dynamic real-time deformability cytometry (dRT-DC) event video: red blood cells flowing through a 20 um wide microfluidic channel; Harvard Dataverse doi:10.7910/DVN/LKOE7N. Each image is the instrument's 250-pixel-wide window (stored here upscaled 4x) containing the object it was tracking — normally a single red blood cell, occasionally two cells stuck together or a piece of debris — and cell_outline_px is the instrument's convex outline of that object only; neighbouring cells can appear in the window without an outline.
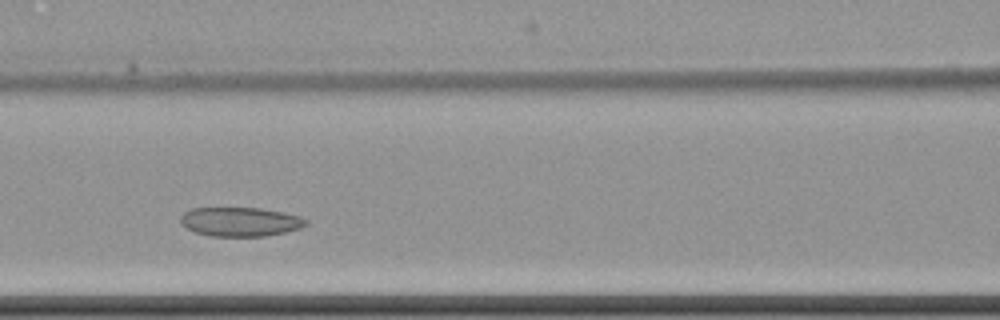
{"species": "common noctule bat (a hibernating species)", "species_latin": "Nyctalus noctula", "temperature_condition": "cold", "stored_images_in_passage": 5, "camera_frame_rate_fps": 3000, "um_per_image_px": 0.085, "animal": {"sex": "female", "body_mass_g": 22.7, "forearm_length_mm": 54.2}, "frame": {"image": 1, "passage_image": 5, "time_ms": 4.667, "image_size_px": [1000, 320], "cell_outline_px": [[308, 224], [300, 228], [284, 232], [264, 236], [208, 236], [196, 232], [188, 228], [180, 220], [180, 216], [184, 212], [192, 208], [260, 208], [284, 212], [300, 216], [308, 220]], "centroid_in_image_um": [20.45, 18.84], "position_along_channel_um": 146.2, "area_um2": 21.21}}